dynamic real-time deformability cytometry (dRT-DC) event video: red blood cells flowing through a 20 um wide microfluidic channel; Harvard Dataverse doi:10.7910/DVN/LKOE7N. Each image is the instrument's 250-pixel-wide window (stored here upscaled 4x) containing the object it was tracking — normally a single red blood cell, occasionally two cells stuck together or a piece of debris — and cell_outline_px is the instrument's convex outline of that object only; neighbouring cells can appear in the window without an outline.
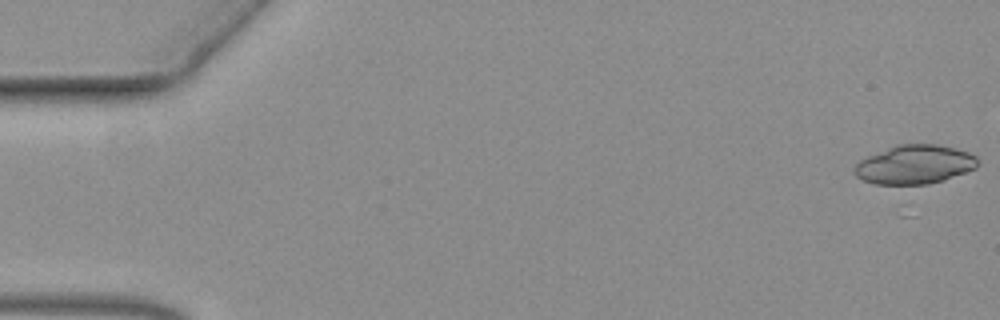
{"species": "common noctule bat (a hibernating species)", "species_latin": "Nyctalus noctula", "temperature_condition": "warm", "stored_images_in_passage": 21, "camera_frame_rate_fps": 3000, "um_per_image_px": 0.085, "animal": {"sex": "female", "body_mass_g": 19.3, "forearm_length_mm": 54.1}, "frame": {"image": 1, "passage_image": 1, "time_ms": 0.0, "image_size_px": [1000, 320], "cell_outline_px": [[980, 164], [976, 168], [944, 180], [928, 184], [876, 184], [864, 180], [856, 176], [856, 164], [860, 160], [868, 156], [896, 144], [940, 144], [956, 148], [968, 152], [976, 156]], "centroid_in_image_um": [77.8, 13.97], "position_along_channel_um": 7.2, "area_um2": 27.92}}